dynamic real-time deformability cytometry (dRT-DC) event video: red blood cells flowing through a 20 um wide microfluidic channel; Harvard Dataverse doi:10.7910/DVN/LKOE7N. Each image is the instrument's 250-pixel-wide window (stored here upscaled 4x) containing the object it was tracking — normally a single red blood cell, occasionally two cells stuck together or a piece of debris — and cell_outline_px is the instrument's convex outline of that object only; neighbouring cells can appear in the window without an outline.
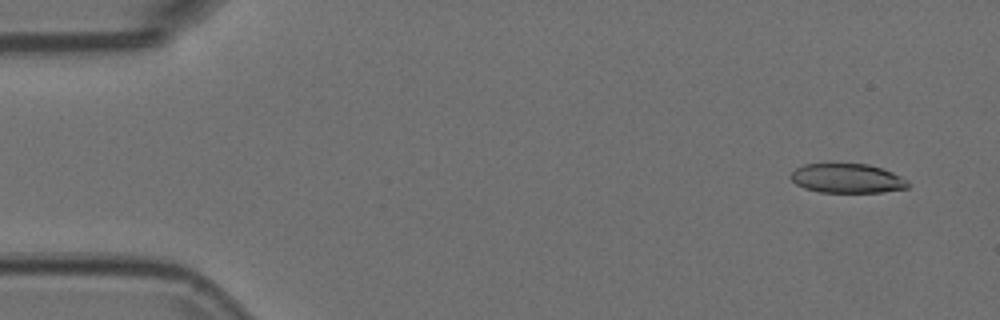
{"species": "Egyptian fruit bat (a non-hibernating species)", "species_latin": "Rousettus aegyptiacus", "temperature_condition": "room temperature", "stored_images_in_passage": 55, "camera_frame_rate_fps": 3000, "um_per_image_px": 0.085, "animal": {"sex": "female"}, "frame": {"image": 1, "passage_image": 4, "time_ms": 1.0, "image_size_px": [1000, 320], "cell_outline_px": [[908, 188], [880, 192], [820, 192], [804, 188], [796, 184], [788, 176], [796, 168], [804, 164], [868, 164], [892, 172], [908, 180]], "centroid_in_image_um": [71.99, 15.16], "position_along_channel_um": 13.0, "area_um2": 19.94}}
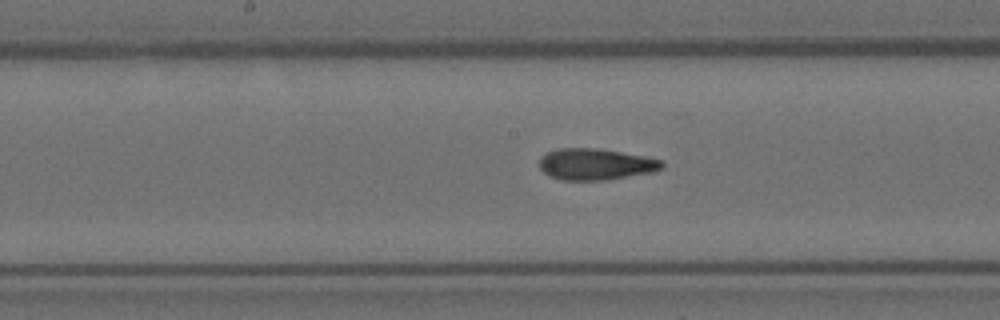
{"frame": {"image": 2, "passage_image": 28, "time_ms": 9.0, "image_size_px": [1000, 320], "cell_outline_px": [[664, 168], [652, 172], [608, 180], [560, 180], [548, 176], [540, 168], [540, 156], [556, 148], [596, 148], [620, 152], [660, 160], [664, 164]], "centroid_in_image_um": [50.58, 13.97], "position_along_channel_um": 197.6, "area_um2": 22.37}}
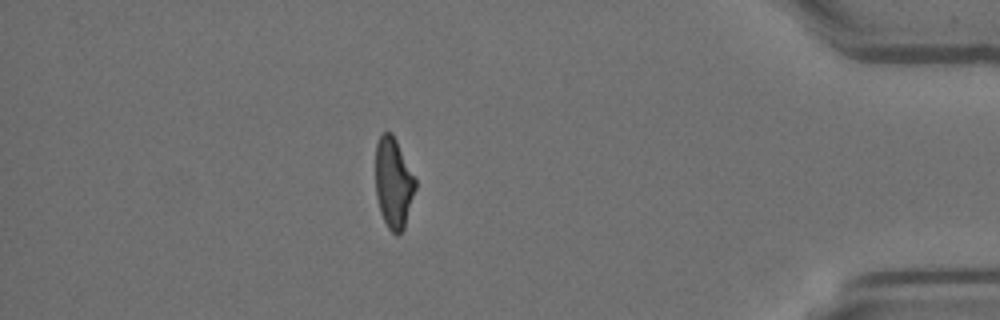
{"frame": {"image": 3, "passage_image": 48, "time_ms": 15.667, "image_size_px": [1000, 320], "cell_outline_px": [[416, 188], [404, 228], [396, 236], [388, 228], [380, 212], [376, 196], [376, 144], [380, 132], [392, 132], [416, 180]], "centroid_in_image_um": [33.43, 15.54], "position_along_channel_um": 401.8, "area_um2": 20.98}, "authors_computed_cell_mechanics": {"area_um2": 21.9062, "velocity_mm_per_s": 3.7237, "shape_relaxation_time_tau1_ms": 9.0634, "shape_relaxation_time_tau2_ms": 2.9308, "deformation_change_tau1": 0.2395, "deformation_change_tau2": 0.1154}}